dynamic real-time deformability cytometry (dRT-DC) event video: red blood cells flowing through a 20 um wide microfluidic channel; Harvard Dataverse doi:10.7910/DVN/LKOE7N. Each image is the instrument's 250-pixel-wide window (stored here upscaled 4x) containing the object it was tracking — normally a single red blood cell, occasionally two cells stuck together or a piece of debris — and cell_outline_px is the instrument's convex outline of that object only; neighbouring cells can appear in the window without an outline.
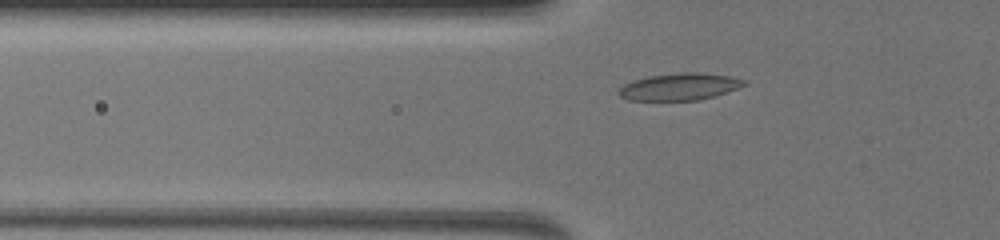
{"species": "common noctule bat (a hibernating species)", "species_latin": "Nyctalus noctula", "temperature_condition": "warm", "stored_images_in_passage": 18, "camera_frame_rate_fps": 3000, "um_per_image_px": 0.085, "animal": {"sex": "female", "body_mass_g": 19.5, "forearm_length_mm": 54.1}, "frame": {"image": 1, "passage_image": 2, "time_ms": 0.333, "image_size_px": [1000, 240], "cell_outline_px": [[748, 84], [712, 96], [696, 100], [628, 100], [620, 96], [616, 92], [624, 84], [632, 80], [648, 76], [680, 72], [700, 72], [728, 76], [748, 80]], "centroid_in_image_um": [57.72, 7.36], "position_along_channel_um": 68.1, "area_um2": 19.65}}
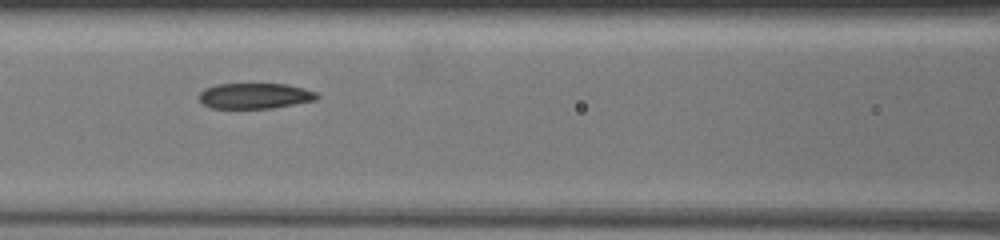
{"frame": {"image": 2, "passage_image": 12, "time_ms": 2.333, "image_size_px": [1000, 240], "cell_outline_px": [[320, 96], [316, 100], [272, 108], [212, 108], [204, 104], [200, 100], [200, 92], [204, 88], [216, 84], [288, 84], [304, 88], [316, 92]], "centroid_in_image_um": [21.68, 8.14], "position_along_channel_um": 144.9, "area_um2": 17.57}}
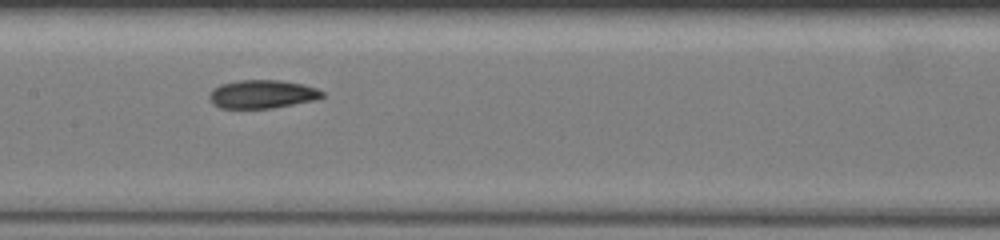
{"frame": {"image": 3, "passage_image": 17, "time_ms": 3.333, "image_size_px": [1000, 240], "cell_outline_px": [[324, 96], [312, 100], [272, 108], [220, 108], [212, 104], [208, 96], [212, 88], [220, 84], [236, 80], [280, 80], [304, 84], [316, 88], [324, 92]], "centroid_in_image_um": [22.23, 7.99], "position_along_channel_um": 185.2, "area_um2": 18.73}}